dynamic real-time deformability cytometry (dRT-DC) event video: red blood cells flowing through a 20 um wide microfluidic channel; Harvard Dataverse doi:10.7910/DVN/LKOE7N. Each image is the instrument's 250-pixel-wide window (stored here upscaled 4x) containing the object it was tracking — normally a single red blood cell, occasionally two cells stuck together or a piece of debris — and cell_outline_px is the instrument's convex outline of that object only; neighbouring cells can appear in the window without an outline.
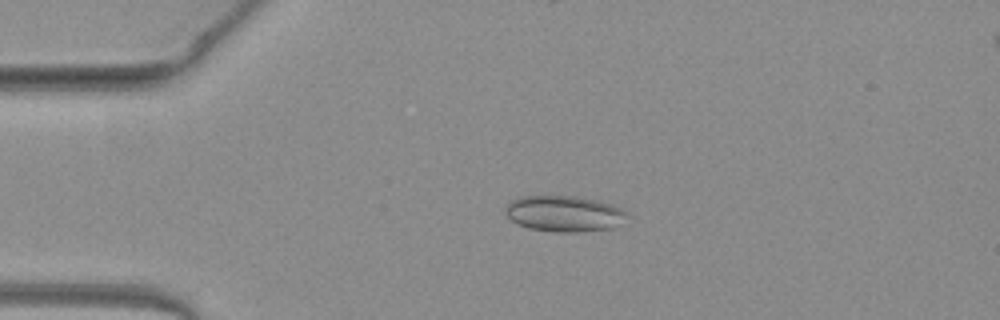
{"species": "common noctule bat (a hibernating species)", "species_latin": "Nyctalus noctula", "temperature_condition": "warm", "stored_images_in_passage": 40, "camera_frame_rate_fps": 3000, "um_per_image_px": 0.085, "animal": {"sex": "female", "body_mass_g": 19.3, "forearm_length_mm": 54.1}, "frame": {"image": 1, "passage_image": 1, "time_ms": 0.0, "image_size_px": [1000, 320], "cell_outline_px": [[628, 212], [612, 228], [576, 232], [556, 232], [528, 228], [516, 224], [504, 212], [504, 208], [512, 200], [520, 196], [576, 196], [600, 200], [612, 204]], "centroid_in_image_um": [47.89, 18.15], "position_along_channel_um": 37.1, "area_um2": 25.37}}
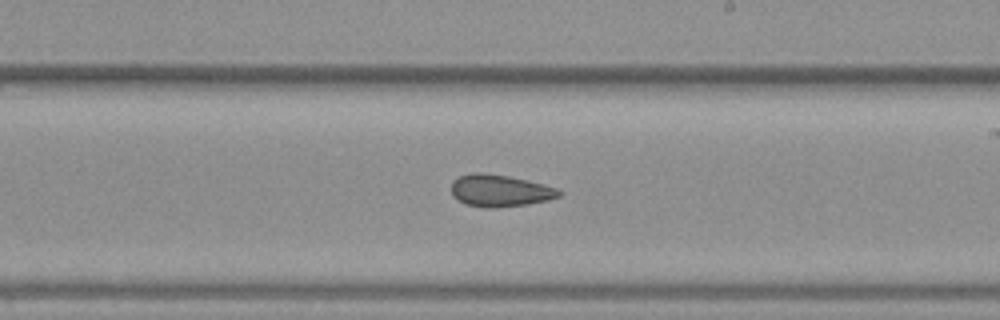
{"frame": {"image": 2, "passage_image": 19, "time_ms": 6.0, "image_size_px": [1000, 320], "cell_outline_px": [[564, 192], [560, 196], [548, 200], [528, 204], [492, 208], [484, 208], [464, 204], [456, 200], [452, 196], [452, 180], [460, 176], [472, 172], [480, 172], [508, 176], [528, 180], [544, 184], [556, 188]], "centroid_in_image_um": [42.48, 16.21], "position_along_channel_um": 246.5, "area_um2": 20.35}}
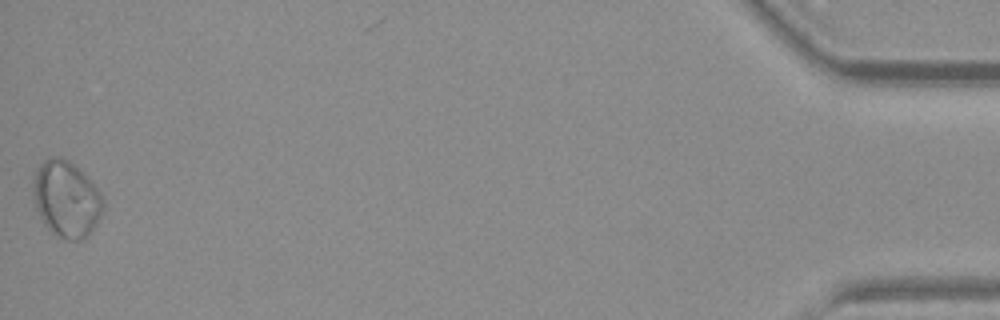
{"frame": {"image": 3, "passage_image": 40, "time_ms": 13.0, "image_size_px": [1000, 320], "cell_outline_px": [[104, 208], [100, 216], [88, 236], [84, 240], [68, 240], [52, 232], [44, 224], [32, 200], [32, 188], [36, 172], [40, 164], [48, 156], [60, 156], [68, 160], [84, 172], [88, 176], [104, 200]], "centroid_in_image_um": [5.63, 16.9], "position_along_channel_um": 429.6, "area_um2": 31.27}, "authors_computed_cell_mechanics": {"area_um2": 21.2993, "velocity_mm_per_s": 4.0499, "shape_relaxation_time_tau1_ms": null, "shape_relaxation_time_tau2_ms": 1.9324, "deformation_change_tau1": null, "deformation_change_tau2": 0.0605}}